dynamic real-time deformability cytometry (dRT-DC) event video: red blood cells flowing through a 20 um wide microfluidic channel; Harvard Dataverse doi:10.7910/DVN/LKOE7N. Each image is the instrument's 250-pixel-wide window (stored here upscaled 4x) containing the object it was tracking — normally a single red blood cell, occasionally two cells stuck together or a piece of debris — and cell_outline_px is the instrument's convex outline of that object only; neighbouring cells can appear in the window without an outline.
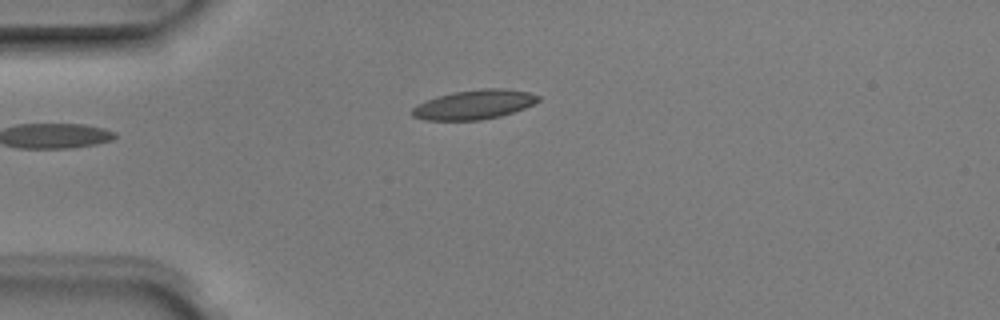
{"species": "Egyptian fruit bat (a non-hibernating species)", "species_latin": "Rousettus aegyptiacus", "temperature_condition": "room temperature", "stored_images_in_passage": 4, "camera_frame_rate_fps": 3000, "um_per_image_px": 0.085, "animal": {"sex": "male"}, "frame": {"image": 1, "passage_image": 3, "time_ms": 0.667, "image_size_px": [1000, 320], "cell_outline_px": [[540, 100], [524, 108], [500, 116], [480, 120], [424, 120], [412, 116], [412, 108], [436, 96], [452, 92], [480, 88], [504, 88], [528, 92], [540, 96]], "centroid_in_image_um": [40.31, 8.88], "position_along_channel_um": 44.7, "area_um2": 21.5}}